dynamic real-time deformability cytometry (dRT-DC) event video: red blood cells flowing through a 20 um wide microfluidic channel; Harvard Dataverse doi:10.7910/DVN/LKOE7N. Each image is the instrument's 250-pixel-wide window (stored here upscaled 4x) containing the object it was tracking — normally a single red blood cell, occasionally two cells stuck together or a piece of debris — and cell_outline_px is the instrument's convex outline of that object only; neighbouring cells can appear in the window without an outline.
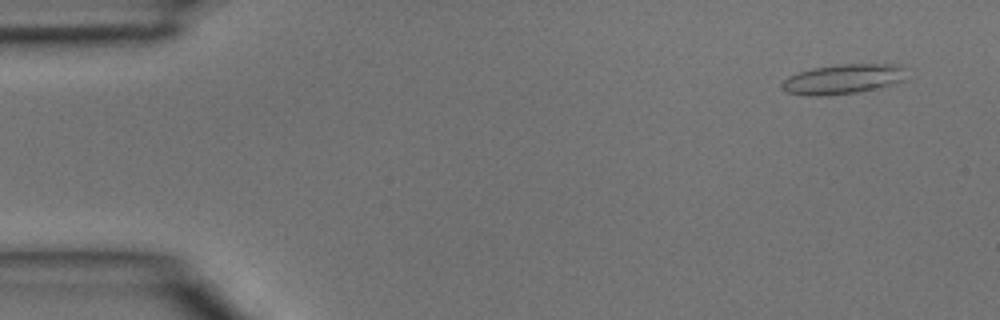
{"species": "common noctule bat (a hibernating species)", "species_latin": "Nyctalus noctula", "temperature_condition": "room temperature", "stored_images_in_passage": 5, "camera_frame_rate_fps": 3000, "um_per_image_px": 0.085, "animal": {"sex": "male", "body_mass_g": 15.6}, "frame": {"image": 1, "passage_image": 5, "time_ms": 1.333, "image_size_px": [1000, 320], "cell_outline_px": [[908, 80], [880, 88], [856, 92], [820, 96], [812, 96], [788, 92], [780, 88], [780, 84], [788, 76], [812, 68], [836, 64], [900, 64], [904, 68]], "centroid_in_image_um": [71.71, 6.71], "position_along_channel_um": 13.3, "area_um2": 21.91}}